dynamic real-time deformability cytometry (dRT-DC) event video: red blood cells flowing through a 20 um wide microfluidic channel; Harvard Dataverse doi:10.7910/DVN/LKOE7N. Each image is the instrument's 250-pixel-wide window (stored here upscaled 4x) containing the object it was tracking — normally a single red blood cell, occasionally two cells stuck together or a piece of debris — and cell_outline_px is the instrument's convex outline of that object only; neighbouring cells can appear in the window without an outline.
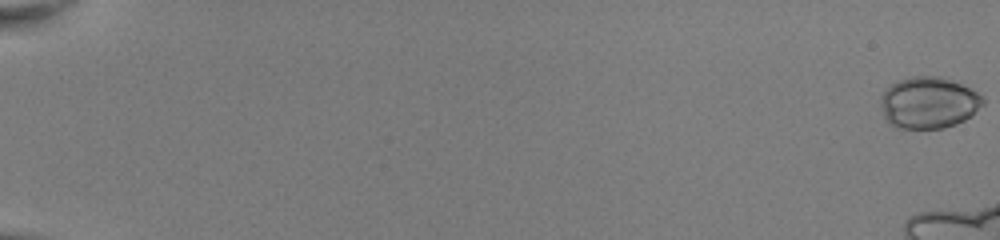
{"species": "common noctule bat (a hibernating species)", "species_latin": "Nyctalus noctula", "temperature_condition": "room temperature", "stored_images_in_passage": 17, "camera_frame_rate_fps": 3000, "um_per_image_px": 0.085, "animal": {"sex": "female", "body_mass_g": 22.0, "forearm_length_mm": 56.7}, "frame": {"image": 1, "passage_image": 1, "time_ms": 0.0, "image_size_px": [1000, 240], "cell_outline_px": [[984, 104], [964, 120], [956, 124], [944, 128], [900, 128], [888, 124], [884, 116], [880, 104], [880, 96], [892, 84], [900, 80], [912, 76], [940, 76], [952, 80], [984, 96]], "centroid_in_image_um": [78.92, 8.73], "position_along_channel_um": 6.1, "area_um2": 30.63}}
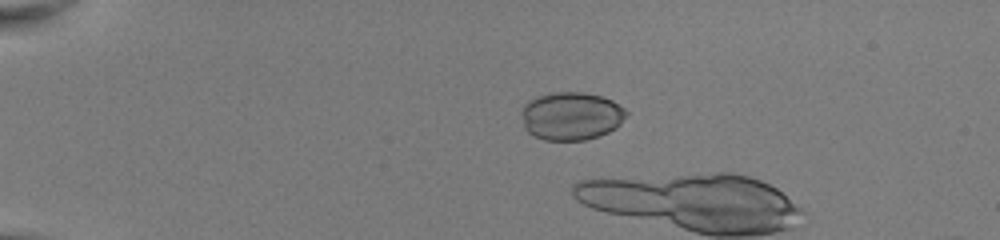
{"frame": {"image": 2, "passage_image": 14, "time_ms": 4.333, "image_size_px": [1000, 240], "cell_outline_px": [[628, 116], [616, 128], [608, 132], [584, 140], [544, 140], [532, 136], [524, 128], [520, 112], [520, 108], [528, 100], [536, 96], [552, 92], [580, 92], [600, 96], [612, 100], [624, 108], [628, 112]], "centroid_in_image_um": [48.51, 9.86], "position_along_channel_um": 36.5, "area_um2": 29.77}}